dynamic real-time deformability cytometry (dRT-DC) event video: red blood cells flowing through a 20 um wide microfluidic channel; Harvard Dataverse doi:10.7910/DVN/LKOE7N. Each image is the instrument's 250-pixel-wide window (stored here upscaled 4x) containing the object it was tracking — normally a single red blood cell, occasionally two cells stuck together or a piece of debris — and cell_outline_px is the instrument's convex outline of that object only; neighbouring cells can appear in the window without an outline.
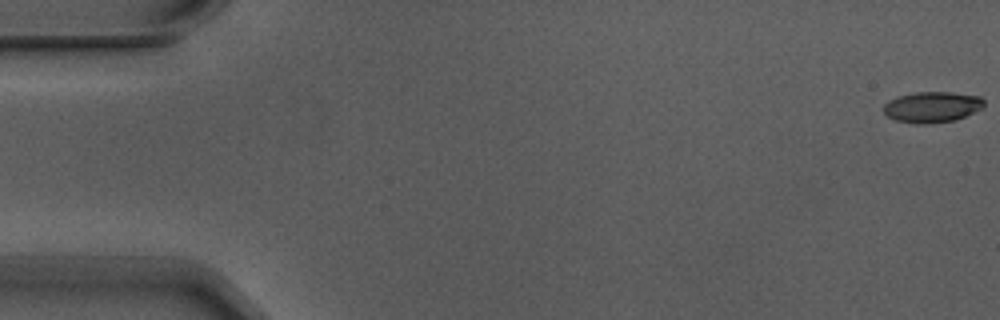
{"species": "Egyptian fruit bat (a non-hibernating species)", "species_latin": "Rousettus aegyptiacus", "temperature_condition": "warm", "stored_images_in_passage": 7, "camera_frame_rate_fps": 3000, "um_per_image_px": 0.085, "animal": {"sex": "male"}, "frame": {"image": 1, "passage_image": 1, "time_ms": 0.0, "image_size_px": [1000, 320], "cell_outline_px": [[984, 108], [956, 120], [928, 124], [916, 124], [892, 120], [884, 112], [884, 104], [888, 100], [896, 96], [916, 92], [952, 92], [980, 96], [984, 100]], "centroid_in_image_um": [79.22, 9.1], "position_along_channel_um": 5.8, "area_um2": 18.38}}
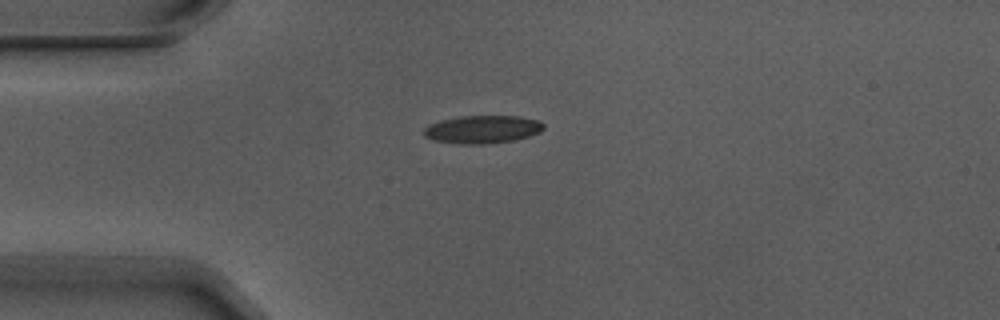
{"frame": {"image": 2, "passage_image": 4, "time_ms": 1.0, "image_size_px": [1000, 320], "cell_outline_px": [[544, 128], [540, 132], [528, 136], [512, 140], [484, 144], [460, 144], [436, 140], [424, 136], [424, 128], [428, 124], [440, 120], [460, 116], [520, 116], [540, 120], [544, 124]], "centroid_in_image_um": [41.02, 10.98], "position_along_channel_um": 44.0, "area_um2": 19.48}}
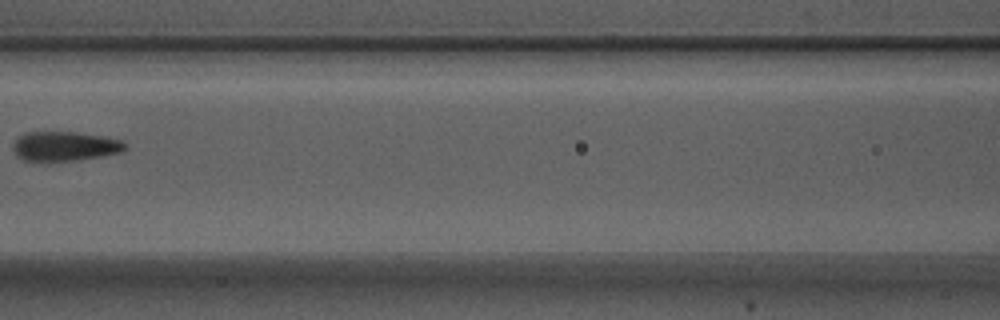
{"frame": {"image": 3, "passage_image": 7, "time_ms": 2.0, "image_size_px": [1000, 320], "cell_outline_px": [[128, 148], [120, 152], [100, 156], [76, 160], [44, 164], [24, 160], [16, 156], [12, 148], [16, 136], [24, 132], [76, 132], [104, 136], [124, 140], [128, 144]], "centroid_in_image_um": [5.46, 12.45], "position_along_channel_um": 161.1, "area_um2": 20.11}}